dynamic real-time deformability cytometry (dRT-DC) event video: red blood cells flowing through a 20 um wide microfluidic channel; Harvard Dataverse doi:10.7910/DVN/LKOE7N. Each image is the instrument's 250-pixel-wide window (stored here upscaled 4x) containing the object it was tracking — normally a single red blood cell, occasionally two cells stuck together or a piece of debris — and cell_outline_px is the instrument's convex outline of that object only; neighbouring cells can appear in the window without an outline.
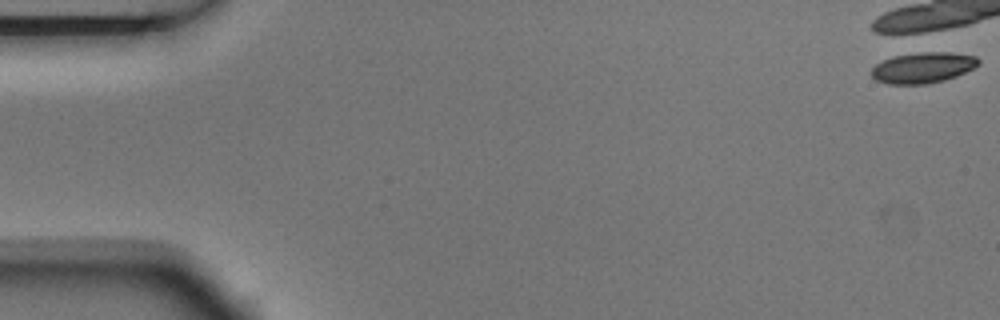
{"species": "Egyptian fruit bat (a non-hibernating species)", "species_latin": "Rousettus aegyptiacus", "temperature_condition": "room temperature", "stored_images_in_passage": 1, "camera_frame_rate_fps": 3000, "um_per_image_px": 0.085, "animal": {"sex": "male"}, "frame": {"image": 1, "passage_image": 1, "time_ms": 0.0, "image_size_px": [1000, 320], "cell_outline_px": [[980, 64], [956, 76], [944, 80], [928, 84], [888, 84], [876, 80], [872, 76], [872, 68], [876, 64], [892, 56], [920, 52], [948, 52], [976, 56], [980, 60]], "centroid_in_image_um": [78.45, 5.75], "position_along_channel_um": 6.6, "area_um2": 19.13}}